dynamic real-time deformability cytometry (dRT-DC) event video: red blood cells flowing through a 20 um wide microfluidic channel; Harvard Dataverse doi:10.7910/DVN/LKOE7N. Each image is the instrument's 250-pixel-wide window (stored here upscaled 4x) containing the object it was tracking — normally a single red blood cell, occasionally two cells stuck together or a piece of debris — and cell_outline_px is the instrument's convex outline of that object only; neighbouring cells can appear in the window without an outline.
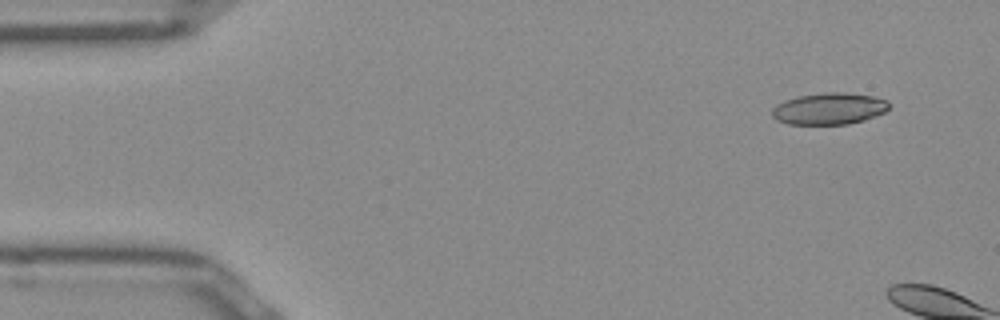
{"species": "Egyptian fruit bat (a non-hibernating species)", "species_latin": "Rousettus aegyptiacus", "temperature_condition": "room temperature", "stored_images_in_passage": 4, "camera_frame_rate_fps": 3000, "um_per_image_px": 0.085, "frame": {"image": 1, "passage_image": 1, "time_ms": 0.0, "image_size_px": [1000, 320], "cell_outline_px": [[888, 108], [884, 112], [876, 116], [864, 120], [848, 124], [788, 124], [776, 120], [772, 116], [772, 108], [776, 104], [784, 100], [796, 96], [824, 92], [844, 92], [872, 96], [888, 100]], "centroid_in_image_um": [70.45, 9.23], "position_along_channel_um": 14.6, "area_um2": 21.73}}